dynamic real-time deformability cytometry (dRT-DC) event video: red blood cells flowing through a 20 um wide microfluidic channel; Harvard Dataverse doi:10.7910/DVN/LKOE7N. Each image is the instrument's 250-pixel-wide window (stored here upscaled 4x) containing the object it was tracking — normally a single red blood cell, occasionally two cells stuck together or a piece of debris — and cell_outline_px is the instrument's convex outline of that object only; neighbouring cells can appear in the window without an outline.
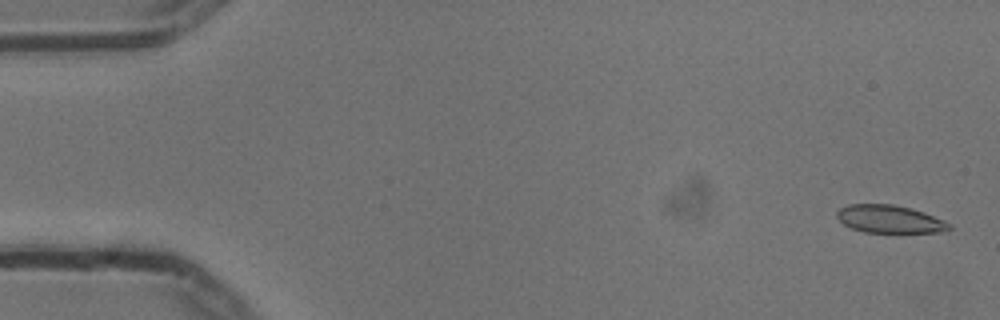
{"species": "common noctule bat (a hibernating species)", "species_latin": "Nyctalus noctula", "temperature_condition": "cold", "stored_images_in_passage": 54, "camera_frame_rate_fps": 3000, "um_per_image_px": 0.085, "animal": {"sex": "male", "body_mass_g": 13.3}, "frame": {"image": 1, "passage_image": 1, "time_ms": 0.0, "image_size_px": [1000, 320], "cell_outline_px": [[952, 228], [944, 232], [864, 232], [852, 228], [844, 224], [836, 216], [836, 212], [840, 208], [848, 204], [892, 204], [912, 208], [924, 212], [944, 220], [952, 224]], "centroid_in_image_um": [75.65, 18.62], "position_along_channel_um": 9.4, "area_um2": 18.26}}
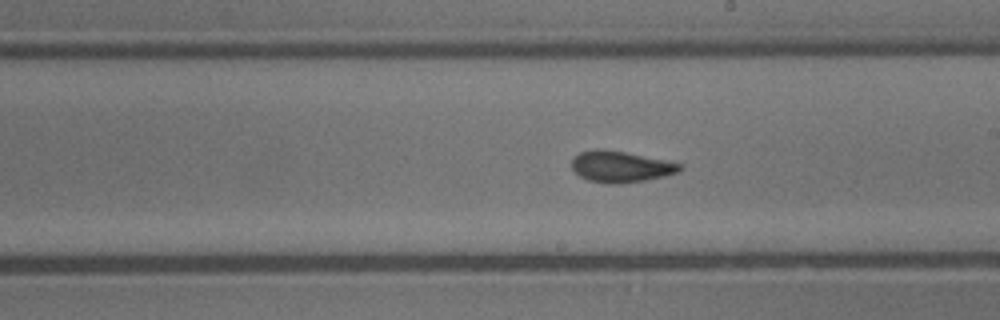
{"frame": {"image": 2, "passage_image": 30, "time_ms": 9.667, "image_size_px": [1000, 320], "cell_outline_px": [[684, 168], [680, 172], [664, 176], [644, 180], [620, 184], [608, 184], [588, 180], [580, 176], [572, 168], [572, 160], [580, 152], [596, 148], [600, 148], [624, 152], [684, 164]], "centroid_in_image_um": [52.78, 14.17], "position_along_channel_um": 236.2, "area_um2": 19.65}}
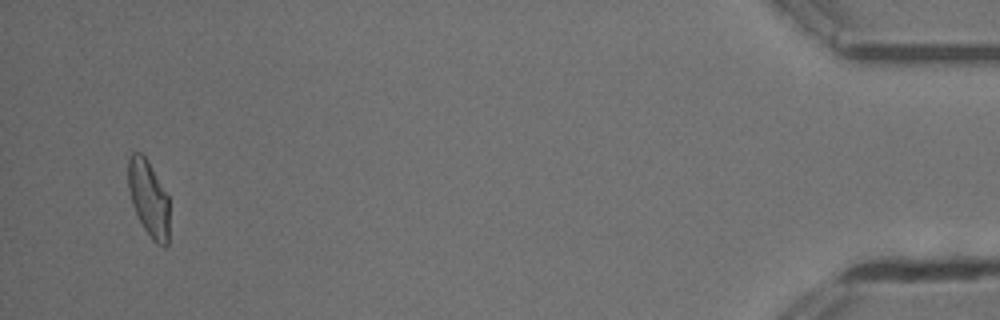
{"frame": {"image": 3, "passage_image": 52, "time_ms": 17.0, "image_size_px": [1000, 320], "cell_outline_px": [[168, 244], [164, 248], [156, 244], [152, 240], [144, 228], [132, 204], [128, 188], [128, 160], [132, 152], [140, 152], [148, 160], [168, 196]], "centroid_in_image_um": [12.63, 16.87], "position_along_channel_um": 422.6, "area_um2": 18.21}, "authors_computed_cell_mechanics": {"area_um2": 19.2474, "velocity_mm_per_s": 3.7291, "shape_relaxation_time_tau1_ms": 8.4112, "shape_relaxation_time_tau2_ms": 1.6507, "deformation_change_tau1": 0.1627, "deformation_change_tau2": 0.0747}}